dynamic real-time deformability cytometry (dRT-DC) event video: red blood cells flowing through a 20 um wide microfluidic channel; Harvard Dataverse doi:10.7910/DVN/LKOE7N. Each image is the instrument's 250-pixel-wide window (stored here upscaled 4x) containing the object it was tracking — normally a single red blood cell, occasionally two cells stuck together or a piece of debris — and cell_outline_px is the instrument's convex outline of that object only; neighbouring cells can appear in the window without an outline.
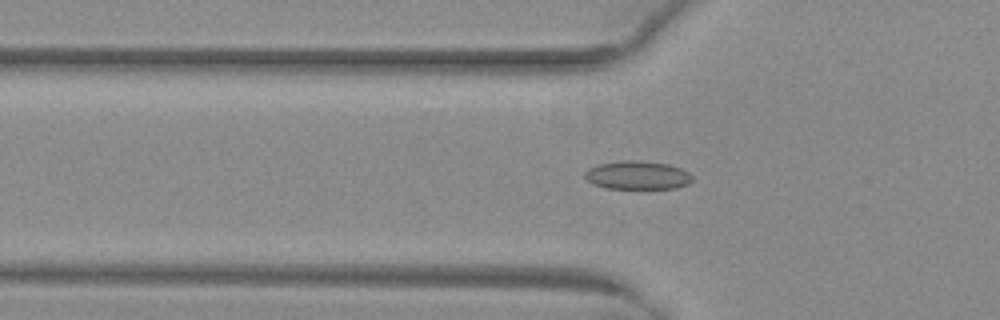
{"species": "common noctule bat (a hibernating species)", "species_latin": "Nyctalus noctula", "temperature_condition": "warm", "stored_images_in_passage": 38, "camera_frame_rate_fps": 3000, "um_per_image_px": 0.085, "animal": {"sex": "female", "body_mass_g": 29.2, "forearm_length_mm": 56.3}, "frame": {"image": 1, "passage_image": 3, "time_ms": 0.667, "image_size_px": [1000, 320], "cell_outline_px": [[692, 180], [688, 184], [676, 188], [608, 188], [592, 184], [584, 176], [584, 172], [588, 168], [600, 164], [624, 160], [640, 160], [668, 164], [680, 168], [688, 172], [692, 176]], "centroid_in_image_um": [54.18, 14.89], "position_along_channel_um": 71.6, "area_um2": 17.74}}
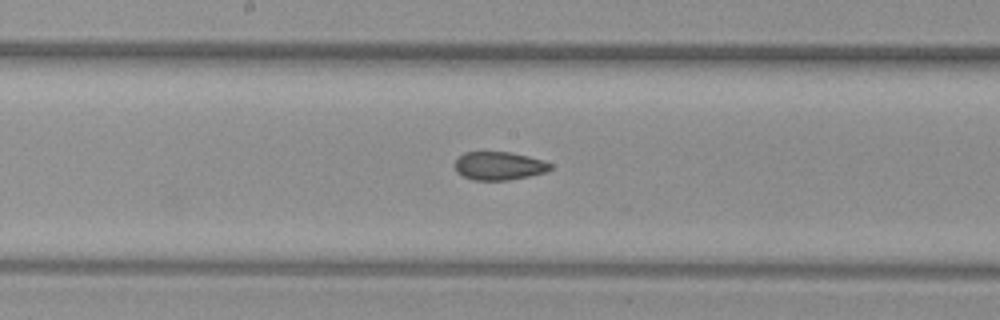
{"frame": {"image": 2, "passage_image": 13, "time_ms": 4.0, "image_size_px": [1000, 320], "cell_outline_px": [[552, 168], [548, 172], [508, 180], [472, 180], [456, 172], [456, 160], [464, 152], [508, 152], [528, 156], [544, 160], [552, 164]], "centroid_in_image_um": [42.45, 14.1], "position_along_channel_um": 205.7, "area_um2": 15.72}}
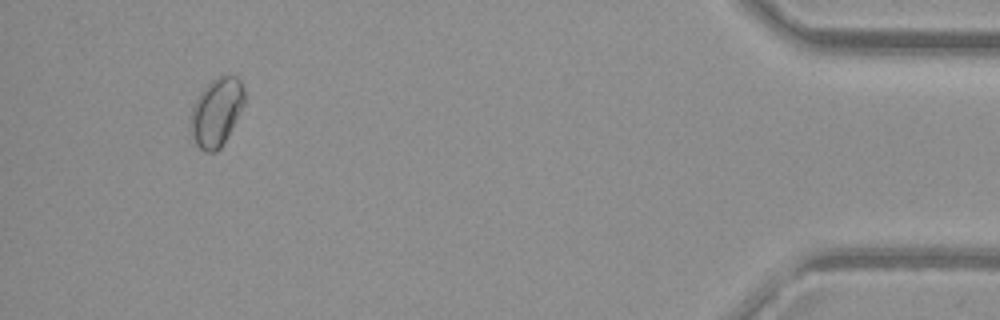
{"frame": {"image": 3, "passage_image": 34, "time_ms": 11.0, "image_size_px": [1000, 320], "cell_outline_px": [[244, 104], [220, 148], [216, 152], [204, 152], [192, 144], [188, 136], [188, 124], [192, 108], [200, 92], [212, 80], [220, 76], [236, 76], [240, 80], [244, 88]], "centroid_in_image_um": [18.32, 9.59], "position_along_channel_um": 416.9, "area_um2": 21.68}}